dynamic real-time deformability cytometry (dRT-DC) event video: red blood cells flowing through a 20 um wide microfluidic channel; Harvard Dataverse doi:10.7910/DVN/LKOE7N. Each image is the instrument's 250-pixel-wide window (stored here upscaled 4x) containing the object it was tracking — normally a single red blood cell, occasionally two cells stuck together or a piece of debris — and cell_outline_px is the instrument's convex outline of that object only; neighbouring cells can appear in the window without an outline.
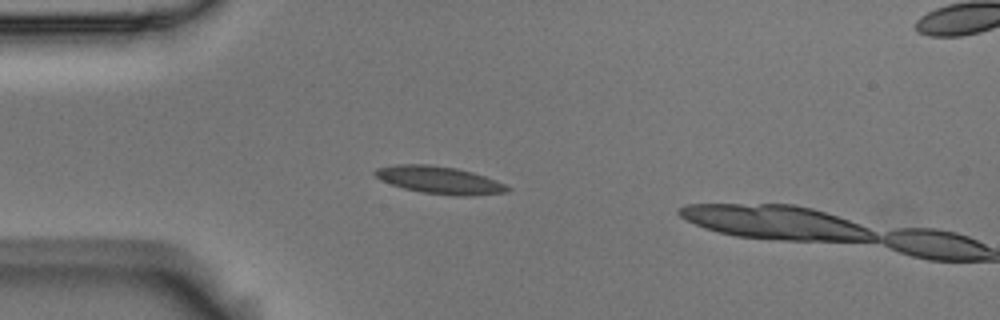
{"species": "Egyptian fruit bat (a non-hibernating species)", "species_latin": "Rousettus aegyptiacus", "temperature_condition": "room temperature", "stored_images_in_passage": 5, "camera_frame_rate_fps": 3000, "um_per_image_px": 0.085, "animal": {"sex": "male"}, "frame": {"image": 1, "passage_image": 4, "time_ms": 1.0, "image_size_px": [1000, 320], "cell_outline_px": [[508, 188], [504, 192], [472, 196], [456, 196], [420, 192], [404, 188], [380, 180], [372, 172], [376, 168], [396, 164], [428, 164], [456, 168], [472, 172], [484, 176], [504, 184]], "centroid_in_image_um": [37.28, 15.3], "position_along_channel_um": 47.7, "area_um2": 20.98}}